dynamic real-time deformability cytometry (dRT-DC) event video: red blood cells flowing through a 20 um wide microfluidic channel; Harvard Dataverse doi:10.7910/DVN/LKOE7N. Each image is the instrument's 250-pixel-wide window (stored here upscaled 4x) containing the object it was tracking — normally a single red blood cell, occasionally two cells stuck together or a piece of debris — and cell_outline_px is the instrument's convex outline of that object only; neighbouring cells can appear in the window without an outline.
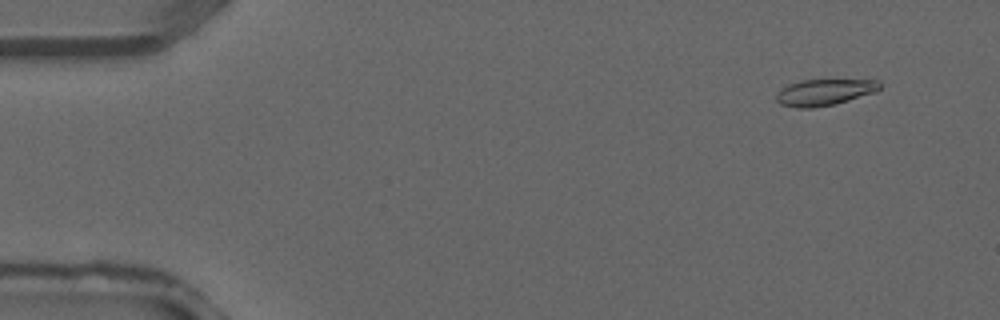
{"species": "common noctule bat (a hibernating species)", "species_latin": "Nyctalus noctula", "temperature_condition": "warm", "stored_images_in_passage": 38, "camera_frame_rate_fps": 3000, "um_per_image_px": 0.085, "animal": {"sex": "male", "forearm_length_mm": 52.5}, "frame": {"image": 1, "passage_image": 3, "time_ms": 0.667, "image_size_px": [1000, 320], "cell_outline_px": [[884, 84], [876, 92], [836, 104], [812, 108], [796, 108], [780, 104], [776, 100], [776, 96], [780, 88], [788, 84], [800, 80], [880, 80]], "centroid_in_image_um": [70.09, 7.84], "position_along_channel_um": 14.9, "area_um2": 16.13}}
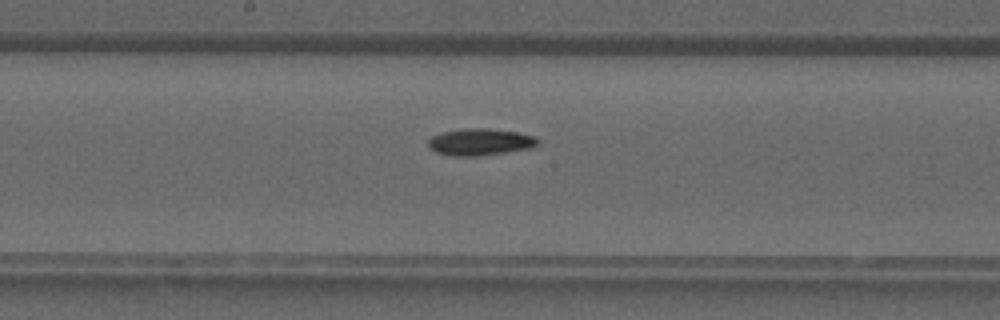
{"frame": {"image": 2, "passage_image": 20, "time_ms": 6.333, "image_size_px": [1000, 320], "cell_outline_px": [[540, 140], [532, 148], [476, 156], [448, 156], [436, 152], [428, 148], [428, 140], [432, 136], [440, 132], [468, 128], [484, 128], [516, 132], [536, 136]], "centroid_in_image_um": [40.77, 12.07], "position_along_channel_um": 207.4, "area_um2": 17.17}}
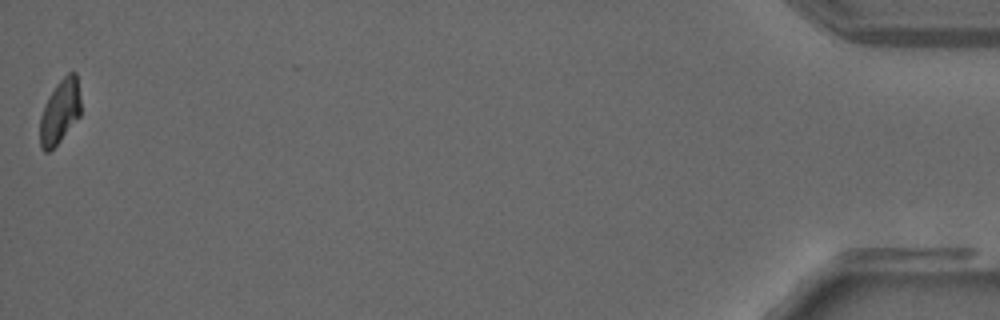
{"frame": {"image": 3, "passage_image": 38, "time_ms": 12.333, "image_size_px": [1000, 320], "cell_outline_px": [[80, 116], [60, 140], [48, 152], [44, 152], [40, 148], [40, 116], [44, 104], [48, 96], [56, 84], [68, 72], [76, 72], [80, 96]], "centroid_in_image_um": [5.08, 9.47], "position_along_channel_um": 430.1, "area_um2": 15.26}}